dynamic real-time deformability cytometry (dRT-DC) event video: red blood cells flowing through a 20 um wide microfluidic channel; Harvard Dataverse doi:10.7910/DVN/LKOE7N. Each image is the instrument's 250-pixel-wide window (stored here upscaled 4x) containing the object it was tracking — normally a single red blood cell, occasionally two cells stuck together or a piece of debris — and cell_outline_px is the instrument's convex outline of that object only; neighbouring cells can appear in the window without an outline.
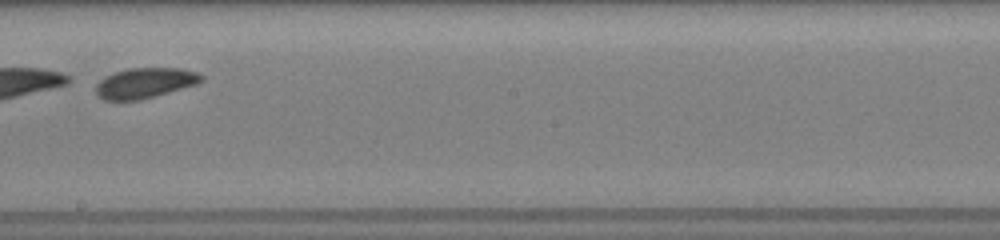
{"species": "common noctule bat (a hibernating species)", "species_latin": "Nyctalus noctula", "temperature_condition": "room temperature", "stored_images_in_passage": 15, "camera_frame_rate_fps": 3000, "um_per_image_px": 0.085, "animal": {"sex": "female", "body_mass_g": 19.5, "forearm_length_mm": 54.1}, "frame": {"image": 1, "passage_image": 11, "time_ms": 5.0, "image_size_px": [1000, 240], "cell_outline_px": [[204, 80], [196, 84], [156, 96], [140, 100], [104, 100], [96, 96], [96, 84], [104, 76], [128, 68], [180, 68], [196, 72], [204, 76]], "centroid_in_image_um": [12.3, 7.06], "position_along_channel_um": 235.9, "area_um2": 18.73}}
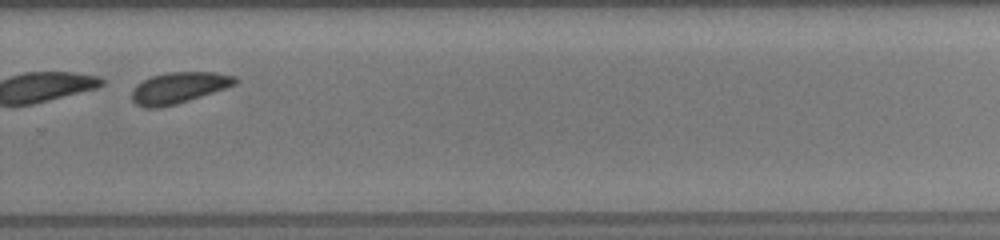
{"frame": {"image": 2, "passage_image": 13, "time_ms": 7.0, "image_size_px": [1000, 240], "cell_outline_px": [[236, 84], [176, 104], [160, 108], [144, 108], [136, 104], [132, 100], [132, 88], [136, 84], [152, 76], [168, 72], [216, 72], [236, 76]], "centroid_in_image_um": [15.15, 7.46], "position_along_channel_um": 314.7, "area_um2": 18.61}, "authors_computed_cell_mechanics": {"area_um2": 19.0162, "velocity_mm_per_s": 3.9408, "shape_relaxation_time_tau1_ms": 0.186, "shape_relaxation_time_tau2_ms": 3.7233, "deformation_change_tau1": 0.25, "deformation_change_tau2": 0.0984}}